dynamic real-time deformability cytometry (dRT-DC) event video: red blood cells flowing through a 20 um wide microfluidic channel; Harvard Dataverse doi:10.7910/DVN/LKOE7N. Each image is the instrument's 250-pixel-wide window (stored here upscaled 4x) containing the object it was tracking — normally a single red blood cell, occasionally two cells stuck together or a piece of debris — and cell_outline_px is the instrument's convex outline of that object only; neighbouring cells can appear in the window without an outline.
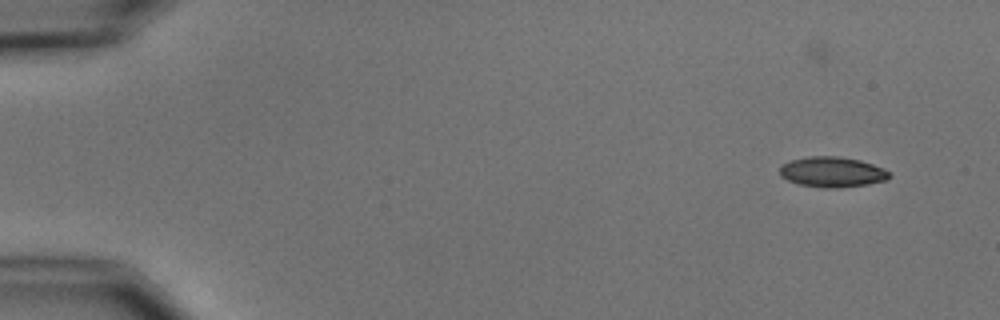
{"species": "common noctule bat (a hibernating species)", "species_latin": "Nyctalus noctula", "temperature_condition": "cold", "stored_images_in_passage": 9, "camera_frame_rate_fps": 3000, "um_per_image_px": 0.085, "animal": {"sex": "male", "body_mass_g": 15.6}, "frame": {"image": 1, "passage_image": 2, "time_ms": 2.0, "image_size_px": [1000, 320], "cell_outline_px": [[892, 176], [888, 180], [868, 184], [836, 188], [824, 188], [800, 184], [788, 180], [780, 176], [780, 164], [792, 160], [808, 156], [836, 156], [860, 160], [884, 168]], "centroid_in_image_um": [70.74, 14.62], "position_along_channel_um": 14.3, "area_um2": 19.42}}
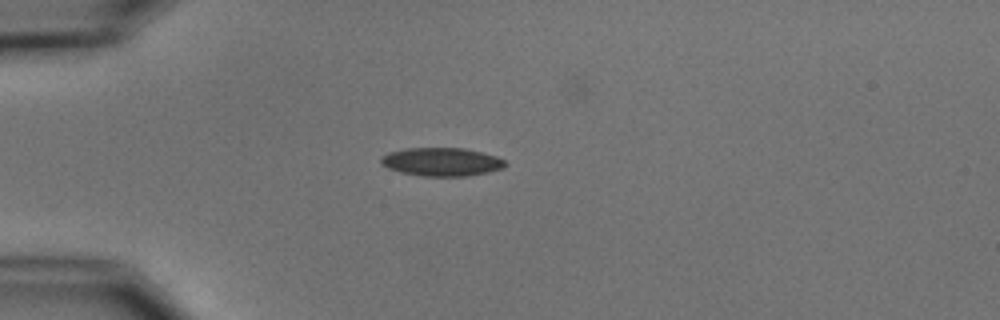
{"frame": {"image": 2, "passage_image": 5, "time_ms": 5.667, "image_size_px": [1000, 320], "cell_outline_px": [[508, 164], [504, 168], [488, 172], [468, 176], [420, 176], [400, 172], [388, 168], [380, 164], [380, 156], [388, 152], [408, 148], [464, 148], [496, 156], [504, 160]], "centroid_in_image_um": [37.52, 13.76], "position_along_channel_um": 47.5, "area_um2": 20.69}}